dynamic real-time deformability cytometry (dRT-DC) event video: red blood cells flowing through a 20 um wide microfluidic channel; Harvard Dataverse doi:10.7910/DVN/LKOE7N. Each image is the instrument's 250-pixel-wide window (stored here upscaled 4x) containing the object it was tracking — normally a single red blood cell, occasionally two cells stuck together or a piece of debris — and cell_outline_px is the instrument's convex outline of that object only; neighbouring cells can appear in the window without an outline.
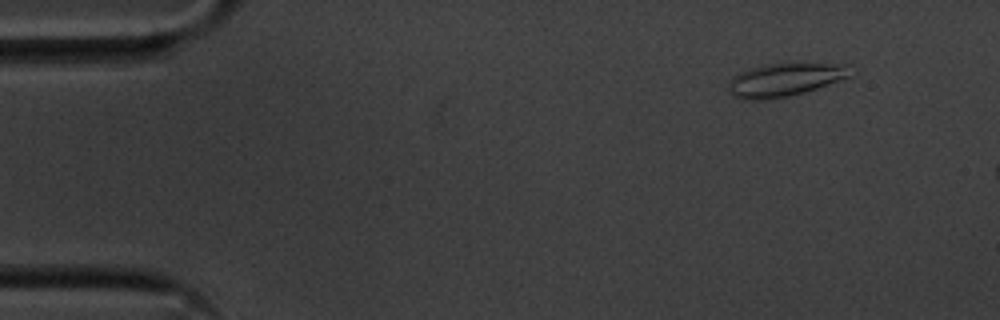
{"species": "common noctule bat (a hibernating species)", "species_latin": "Nyctalus noctula", "temperature_condition": "cold", "stored_images_in_passage": 8, "camera_frame_rate_fps": 3000, "um_per_image_px": 0.085, "animal": {"sex": "male", "body_mass_g": 20.1, "forearm_length_mm": 53.5}, "frame": {"image": 1, "passage_image": 2, "time_ms": 0.333, "image_size_px": [1000, 320], "cell_outline_px": [[860, 68], [852, 76], [804, 92], [788, 96], [764, 100], [744, 100], [732, 96], [728, 92], [728, 84], [732, 76], [740, 72], [764, 64], [848, 64]], "centroid_in_image_um": [66.77, 6.78], "position_along_channel_um": 18.2, "area_um2": 23.87}}